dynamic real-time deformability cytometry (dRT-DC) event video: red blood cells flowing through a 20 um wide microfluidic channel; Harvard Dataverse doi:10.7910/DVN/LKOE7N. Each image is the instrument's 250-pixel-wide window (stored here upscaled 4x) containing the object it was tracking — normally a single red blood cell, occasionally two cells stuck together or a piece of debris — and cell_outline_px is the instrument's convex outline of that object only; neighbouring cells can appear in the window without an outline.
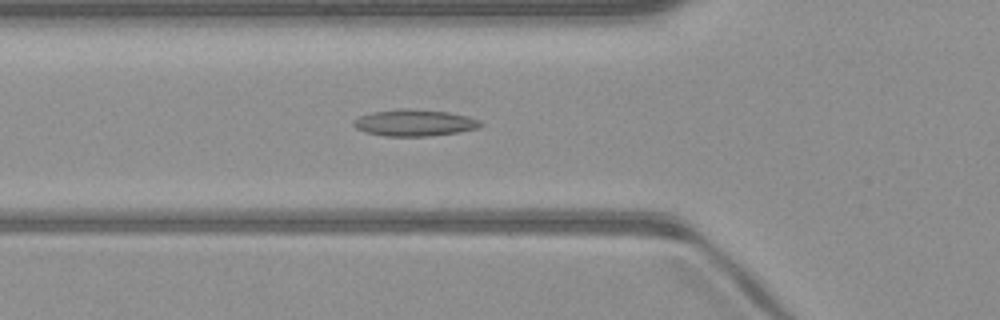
{"species": "common noctule bat (a hibernating species)", "species_latin": "Nyctalus noctula", "temperature_condition": "warm", "stored_images_in_passage": 38, "camera_frame_rate_fps": 3000, "um_per_image_px": 0.085, "animal": {"sex": "male", "body_mass_g": 23.1, "forearm_length_mm": 52.7}, "frame": {"image": 1, "passage_image": 15, "time_ms": 4.667, "image_size_px": [1000, 320], "cell_outline_px": [[484, 124], [476, 128], [456, 132], [428, 136], [384, 136], [364, 132], [356, 128], [352, 124], [360, 116], [372, 112], [400, 108], [404, 108], [448, 112], [468, 116], [480, 120]], "centroid_in_image_um": [35.22, 10.43], "position_along_channel_um": 90.6, "area_um2": 19.54}}
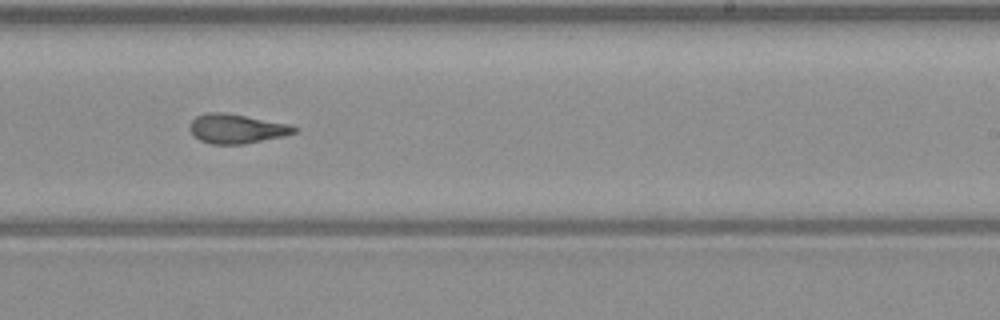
{"frame": {"image": 2, "passage_image": 28, "time_ms": 9.0, "image_size_px": [1000, 320], "cell_outline_px": [[300, 128], [296, 132], [284, 136], [244, 144], [212, 144], [200, 140], [188, 128], [192, 120], [196, 116], [208, 112], [224, 112], [292, 124]], "centroid_in_image_um": [20.16, 10.93], "position_along_channel_um": 268.8, "area_um2": 17.98}}
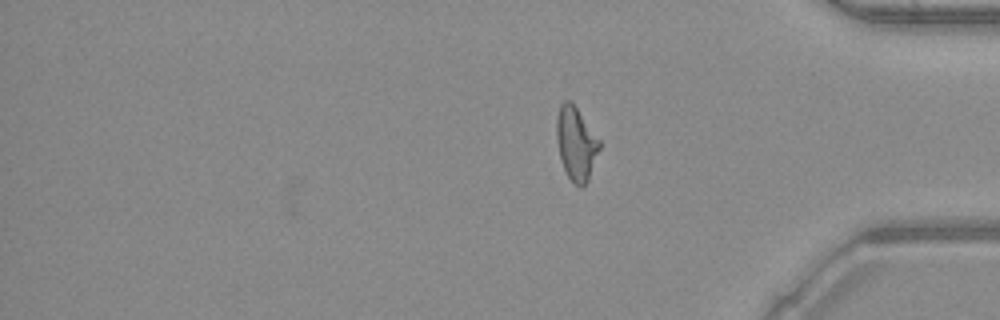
{"frame": {"image": 3, "passage_image": 38, "time_ms": 12.333, "image_size_px": [1000, 320], "cell_outline_px": [[600, 148], [588, 180], [580, 188], [568, 176], [564, 168], [560, 156], [556, 136], [556, 116], [560, 104], [564, 100], [568, 100], [576, 108], [600, 140]], "centroid_in_image_um": [48.95, 12.19], "position_along_channel_um": 386.2, "area_um2": 17.98}, "authors_computed_cell_mechanics": {"area_um2": 18.2359, "velocity_mm_per_s": 4.1019, "shape_relaxation_time_tau1_ms": null, "shape_relaxation_time_tau2_ms": 3.1249, "deformation_change_tau1": null, "deformation_change_tau2": 0.1171}}